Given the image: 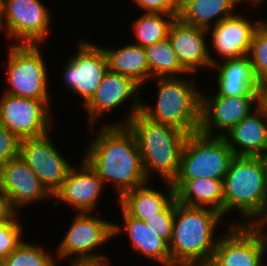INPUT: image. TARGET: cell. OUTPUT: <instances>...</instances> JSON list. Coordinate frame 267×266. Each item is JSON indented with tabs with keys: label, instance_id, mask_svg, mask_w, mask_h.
<instances>
[{
	"label": "cell",
	"instance_id": "6da1fadb",
	"mask_svg": "<svg viewBox=\"0 0 267 266\" xmlns=\"http://www.w3.org/2000/svg\"><path fill=\"white\" fill-rule=\"evenodd\" d=\"M83 159L104 185L113 183L118 199L149 182L134 134L126 125H100Z\"/></svg>",
	"mask_w": 267,
	"mask_h": 266
},
{
	"label": "cell",
	"instance_id": "7a4b0ae2",
	"mask_svg": "<svg viewBox=\"0 0 267 266\" xmlns=\"http://www.w3.org/2000/svg\"><path fill=\"white\" fill-rule=\"evenodd\" d=\"M222 218L211 208L186 206L175 198L171 266H205L215 251L219 239L215 229L224 222Z\"/></svg>",
	"mask_w": 267,
	"mask_h": 266
},
{
	"label": "cell",
	"instance_id": "3957f363",
	"mask_svg": "<svg viewBox=\"0 0 267 266\" xmlns=\"http://www.w3.org/2000/svg\"><path fill=\"white\" fill-rule=\"evenodd\" d=\"M223 187L224 216L238 209L246 220H240L239 223L236 221V225H262L267 219L262 156H235L224 177Z\"/></svg>",
	"mask_w": 267,
	"mask_h": 266
},
{
	"label": "cell",
	"instance_id": "277c9868",
	"mask_svg": "<svg viewBox=\"0 0 267 266\" xmlns=\"http://www.w3.org/2000/svg\"><path fill=\"white\" fill-rule=\"evenodd\" d=\"M126 126L134 134L145 175L157 173L163 182L172 183L176 178L184 143L188 134L172 126L151 121L138 112Z\"/></svg>",
	"mask_w": 267,
	"mask_h": 266
},
{
	"label": "cell",
	"instance_id": "5b68a950",
	"mask_svg": "<svg viewBox=\"0 0 267 266\" xmlns=\"http://www.w3.org/2000/svg\"><path fill=\"white\" fill-rule=\"evenodd\" d=\"M188 78V75L187 79L185 76L153 78L158 84L157 102L152 106L143 100L140 112L151 121L172 126L188 135L199 131L201 90L195 86L194 76Z\"/></svg>",
	"mask_w": 267,
	"mask_h": 266
},
{
	"label": "cell",
	"instance_id": "8992f818",
	"mask_svg": "<svg viewBox=\"0 0 267 266\" xmlns=\"http://www.w3.org/2000/svg\"><path fill=\"white\" fill-rule=\"evenodd\" d=\"M42 44H12L7 57V85L3 93L34 100H51Z\"/></svg>",
	"mask_w": 267,
	"mask_h": 266
},
{
	"label": "cell",
	"instance_id": "52a82bcc",
	"mask_svg": "<svg viewBox=\"0 0 267 266\" xmlns=\"http://www.w3.org/2000/svg\"><path fill=\"white\" fill-rule=\"evenodd\" d=\"M235 157L223 137L206 135L200 131L188 135L175 179H219L224 177Z\"/></svg>",
	"mask_w": 267,
	"mask_h": 266
},
{
	"label": "cell",
	"instance_id": "ba28073f",
	"mask_svg": "<svg viewBox=\"0 0 267 266\" xmlns=\"http://www.w3.org/2000/svg\"><path fill=\"white\" fill-rule=\"evenodd\" d=\"M205 266H267V234L262 225L228 224Z\"/></svg>",
	"mask_w": 267,
	"mask_h": 266
},
{
	"label": "cell",
	"instance_id": "9c48e42d",
	"mask_svg": "<svg viewBox=\"0 0 267 266\" xmlns=\"http://www.w3.org/2000/svg\"><path fill=\"white\" fill-rule=\"evenodd\" d=\"M72 220L54 257L63 261L67 258L71 261L108 260L107 256L96 251L112 240L114 222L95 217L92 212L77 213Z\"/></svg>",
	"mask_w": 267,
	"mask_h": 266
},
{
	"label": "cell",
	"instance_id": "30bf717a",
	"mask_svg": "<svg viewBox=\"0 0 267 266\" xmlns=\"http://www.w3.org/2000/svg\"><path fill=\"white\" fill-rule=\"evenodd\" d=\"M77 52L65 61L62 72L64 85L86 105L108 71V61L101 45L80 39Z\"/></svg>",
	"mask_w": 267,
	"mask_h": 266
},
{
	"label": "cell",
	"instance_id": "8fae6325",
	"mask_svg": "<svg viewBox=\"0 0 267 266\" xmlns=\"http://www.w3.org/2000/svg\"><path fill=\"white\" fill-rule=\"evenodd\" d=\"M44 4L41 0H4L1 32L16 40L15 44H46L52 13Z\"/></svg>",
	"mask_w": 267,
	"mask_h": 266
},
{
	"label": "cell",
	"instance_id": "7c38bea8",
	"mask_svg": "<svg viewBox=\"0 0 267 266\" xmlns=\"http://www.w3.org/2000/svg\"><path fill=\"white\" fill-rule=\"evenodd\" d=\"M50 102L52 103V100H34L2 93L0 124L20 140L40 137L53 131Z\"/></svg>",
	"mask_w": 267,
	"mask_h": 266
},
{
	"label": "cell",
	"instance_id": "4fadbf2b",
	"mask_svg": "<svg viewBox=\"0 0 267 266\" xmlns=\"http://www.w3.org/2000/svg\"><path fill=\"white\" fill-rule=\"evenodd\" d=\"M141 86L137 84L133 79L107 71L101 83L99 84L95 95L91 100L84 106L86 114L88 115L89 126L94 130L95 122L104 116L103 114L114 111L118 107L123 106L126 101L131 102V108L129 114L123 122L118 121L113 124H102V125H126L138 112L141 111L142 96H140ZM133 99V100H132Z\"/></svg>",
	"mask_w": 267,
	"mask_h": 266
},
{
	"label": "cell",
	"instance_id": "5bb4252c",
	"mask_svg": "<svg viewBox=\"0 0 267 266\" xmlns=\"http://www.w3.org/2000/svg\"><path fill=\"white\" fill-rule=\"evenodd\" d=\"M49 133L21 139L19 155L53 196L73 166L56 148Z\"/></svg>",
	"mask_w": 267,
	"mask_h": 266
},
{
	"label": "cell",
	"instance_id": "9a60e30c",
	"mask_svg": "<svg viewBox=\"0 0 267 266\" xmlns=\"http://www.w3.org/2000/svg\"><path fill=\"white\" fill-rule=\"evenodd\" d=\"M210 96L201 92L199 128L210 136L223 137L261 104V96Z\"/></svg>",
	"mask_w": 267,
	"mask_h": 266
},
{
	"label": "cell",
	"instance_id": "2e32d148",
	"mask_svg": "<svg viewBox=\"0 0 267 266\" xmlns=\"http://www.w3.org/2000/svg\"><path fill=\"white\" fill-rule=\"evenodd\" d=\"M0 193L13 213H19L23 206L37 204L36 201L52 198L20 155L0 166Z\"/></svg>",
	"mask_w": 267,
	"mask_h": 266
},
{
	"label": "cell",
	"instance_id": "e0dca14e",
	"mask_svg": "<svg viewBox=\"0 0 267 266\" xmlns=\"http://www.w3.org/2000/svg\"><path fill=\"white\" fill-rule=\"evenodd\" d=\"M79 167L73 165L61 187L53 194L54 208L63 202L77 213L93 212L96 209L105 185L84 159Z\"/></svg>",
	"mask_w": 267,
	"mask_h": 266
},
{
	"label": "cell",
	"instance_id": "ac0fdd59",
	"mask_svg": "<svg viewBox=\"0 0 267 266\" xmlns=\"http://www.w3.org/2000/svg\"><path fill=\"white\" fill-rule=\"evenodd\" d=\"M208 31L184 24L178 17L171 24L168 39L181 67L191 76L203 67L212 68L218 62L208 47ZM217 59V61H216Z\"/></svg>",
	"mask_w": 267,
	"mask_h": 266
},
{
	"label": "cell",
	"instance_id": "d6986e66",
	"mask_svg": "<svg viewBox=\"0 0 267 266\" xmlns=\"http://www.w3.org/2000/svg\"><path fill=\"white\" fill-rule=\"evenodd\" d=\"M252 22L243 14L236 13L208 30L214 53L220 56V60L240 58L249 54L255 31L263 21L261 19Z\"/></svg>",
	"mask_w": 267,
	"mask_h": 266
},
{
	"label": "cell",
	"instance_id": "ffe728a7",
	"mask_svg": "<svg viewBox=\"0 0 267 266\" xmlns=\"http://www.w3.org/2000/svg\"><path fill=\"white\" fill-rule=\"evenodd\" d=\"M223 138L235 156L261 157L267 154V110L260 104Z\"/></svg>",
	"mask_w": 267,
	"mask_h": 266
},
{
	"label": "cell",
	"instance_id": "44dd1931",
	"mask_svg": "<svg viewBox=\"0 0 267 266\" xmlns=\"http://www.w3.org/2000/svg\"><path fill=\"white\" fill-rule=\"evenodd\" d=\"M218 70L216 89L213 95L224 96H261L253 66L248 55L240 58L225 59L212 64Z\"/></svg>",
	"mask_w": 267,
	"mask_h": 266
},
{
	"label": "cell",
	"instance_id": "7402d4cb",
	"mask_svg": "<svg viewBox=\"0 0 267 266\" xmlns=\"http://www.w3.org/2000/svg\"><path fill=\"white\" fill-rule=\"evenodd\" d=\"M123 224L113 223V237L126 233L132 250L162 266H171L169 243L147 227V223L129 216L121 207ZM118 224V225H117ZM124 227V228H123ZM124 229V230H123Z\"/></svg>",
	"mask_w": 267,
	"mask_h": 266
},
{
	"label": "cell",
	"instance_id": "603a6c76",
	"mask_svg": "<svg viewBox=\"0 0 267 266\" xmlns=\"http://www.w3.org/2000/svg\"><path fill=\"white\" fill-rule=\"evenodd\" d=\"M177 202L191 207L211 208L224 217V187L219 179H174Z\"/></svg>",
	"mask_w": 267,
	"mask_h": 266
},
{
	"label": "cell",
	"instance_id": "cb8c5ba5",
	"mask_svg": "<svg viewBox=\"0 0 267 266\" xmlns=\"http://www.w3.org/2000/svg\"><path fill=\"white\" fill-rule=\"evenodd\" d=\"M163 183L166 185L167 192L151 188V186H148L150 185L149 182H147L125 192L117 200V203L131 217L142 221L153 218L175 199V189L172 184L169 182Z\"/></svg>",
	"mask_w": 267,
	"mask_h": 266
},
{
	"label": "cell",
	"instance_id": "d4e9b609",
	"mask_svg": "<svg viewBox=\"0 0 267 266\" xmlns=\"http://www.w3.org/2000/svg\"><path fill=\"white\" fill-rule=\"evenodd\" d=\"M241 4V0H187L179 9L178 18L184 24L208 31L225 18L235 15L233 9Z\"/></svg>",
	"mask_w": 267,
	"mask_h": 266
},
{
	"label": "cell",
	"instance_id": "484cf974",
	"mask_svg": "<svg viewBox=\"0 0 267 266\" xmlns=\"http://www.w3.org/2000/svg\"><path fill=\"white\" fill-rule=\"evenodd\" d=\"M102 48L107 57L109 71L129 77L141 87L146 81L148 83L150 71L144 47L131 43L121 48Z\"/></svg>",
	"mask_w": 267,
	"mask_h": 266
},
{
	"label": "cell",
	"instance_id": "4316f807",
	"mask_svg": "<svg viewBox=\"0 0 267 266\" xmlns=\"http://www.w3.org/2000/svg\"><path fill=\"white\" fill-rule=\"evenodd\" d=\"M177 17L178 14L142 13L132 24V32L136 38L133 44L146 47L166 39L169 28Z\"/></svg>",
	"mask_w": 267,
	"mask_h": 266
},
{
	"label": "cell",
	"instance_id": "83f0119b",
	"mask_svg": "<svg viewBox=\"0 0 267 266\" xmlns=\"http://www.w3.org/2000/svg\"><path fill=\"white\" fill-rule=\"evenodd\" d=\"M151 78L181 77L188 74L179 64L168 37L144 47Z\"/></svg>",
	"mask_w": 267,
	"mask_h": 266
},
{
	"label": "cell",
	"instance_id": "f1b7e54d",
	"mask_svg": "<svg viewBox=\"0 0 267 266\" xmlns=\"http://www.w3.org/2000/svg\"><path fill=\"white\" fill-rule=\"evenodd\" d=\"M40 246L24 241L0 262V266H56L57 259L44 246Z\"/></svg>",
	"mask_w": 267,
	"mask_h": 266
},
{
	"label": "cell",
	"instance_id": "f546056e",
	"mask_svg": "<svg viewBox=\"0 0 267 266\" xmlns=\"http://www.w3.org/2000/svg\"><path fill=\"white\" fill-rule=\"evenodd\" d=\"M248 56L262 88L267 84V23L264 20L255 31Z\"/></svg>",
	"mask_w": 267,
	"mask_h": 266
},
{
	"label": "cell",
	"instance_id": "4dcf8cb0",
	"mask_svg": "<svg viewBox=\"0 0 267 266\" xmlns=\"http://www.w3.org/2000/svg\"><path fill=\"white\" fill-rule=\"evenodd\" d=\"M20 213L11 212L0 221V262L9 256L24 240L23 225L18 222Z\"/></svg>",
	"mask_w": 267,
	"mask_h": 266
},
{
	"label": "cell",
	"instance_id": "1f68e13d",
	"mask_svg": "<svg viewBox=\"0 0 267 266\" xmlns=\"http://www.w3.org/2000/svg\"><path fill=\"white\" fill-rule=\"evenodd\" d=\"M175 214V199L159 214L153 218L146 219L147 227L152 229L168 243L172 239L173 221Z\"/></svg>",
	"mask_w": 267,
	"mask_h": 266
},
{
	"label": "cell",
	"instance_id": "d6a6232c",
	"mask_svg": "<svg viewBox=\"0 0 267 266\" xmlns=\"http://www.w3.org/2000/svg\"><path fill=\"white\" fill-rule=\"evenodd\" d=\"M20 139L0 124V166L19 156Z\"/></svg>",
	"mask_w": 267,
	"mask_h": 266
},
{
	"label": "cell",
	"instance_id": "836d02e7",
	"mask_svg": "<svg viewBox=\"0 0 267 266\" xmlns=\"http://www.w3.org/2000/svg\"><path fill=\"white\" fill-rule=\"evenodd\" d=\"M145 12L179 14V10L169 0H133Z\"/></svg>",
	"mask_w": 267,
	"mask_h": 266
},
{
	"label": "cell",
	"instance_id": "e575fe53",
	"mask_svg": "<svg viewBox=\"0 0 267 266\" xmlns=\"http://www.w3.org/2000/svg\"><path fill=\"white\" fill-rule=\"evenodd\" d=\"M101 260V261H70V266H112L111 261Z\"/></svg>",
	"mask_w": 267,
	"mask_h": 266
},
{
	"label": "cell",
	"instance_id": "d590c367",
	"mask_svg": "<svg viewBox=\"0 0 267 266\" xmlns=\"http://www.w3.org/2000/svg\"><path fill=\"white\" fill-rule=\"evenodd\" d=\"M10 213L6 198L0 193V221L4 220Z\"/></svg>",
	"mask_w": 267,
	"mask_h": 266
},
{
	"label": "cell",
	"instance_id": "8d00e7d4",
	"mask_svg": "<svg viewBox=\"0 0 267 266\" xmlns=\"http://www.w3.org/2000/svg\"><path fill=\"white\" fill-rule=\"evenodd\" d=\"M261 104L267 110V84L261 88Z\"/></svg>",
	"mask_w": 267,
	"mask_h": 266
},
{
	"label": "cell",
	"instance_id": "74e56055",
	"mask_svg": "<svg viewBox=\"0 0 267 266\" xmlns=\"http://www.w3.org/2000/svg\"><path fill=\"white\" fill-rule=\"evenodd\" d=\"M262 164L265 172V188H266V198H267V154L262 156Z\"/></svg>",
	"mask_w": 267,
	"mask_h": 266
},
{
	"label": "cell",
	"instance_id": "f35d334b",
	"mask_svg": "<svg viewBox=\"0 0 267 266\" xmlns=\"http://www.w3.org/2000/svg\"><path fill=\"white\" fill-rule=\"evenodd\" d=\"M178 10L186 3L187 0H169Z\"/></svg>",
	"mask_w": 267,
	"mask_h": 266
},
{
	"label": "cell",
	"instance_id": "ab89813d",
	"mask_svg": "<svg viewBox=\"0 0 267 266\" xmlns=\"http://www.w3.org/2000/svg\"><path fill=\"white\" fill-rule=\"evenodd\" d=\"M3 15H4V0H0V31L3 22Z\"/></svg>",
	"mask_w": 267,
	"mask_h": 266
},
{
	"label": "cell",
	"instance_id": "60d3db41",
	"mask_svg": "<svg viewBox=\"0 0 267 266\" xmlns=\"http://www.w3.org/2000/svg\"><path fill=\"white\" fill-rule=\"evenodd\" d=\"M245 1H246V3L248 2V4H249V2H250L249 5H251V6H255V7H258V5L264 3V0H243V3H244Z\"/></svg>",
	"mask_w": 267,
	"mask_h": 266
},
{
	"label": "cell",
	"instance_id": "b9f144b4",
	"mask_svg": "<svg viewBox=\"0 0 267 266\" xmlns=\"http://www.w3.org/2000/svg\"><path fill=\"white\" fill-rule=\"evenodd\" d=\"M265 225H266V227H265ZM262 226H263V228H267V219L262 223ZM266 234H267V232H266Z\"/></svg>",
	"mask_w": 267,
	"mask_h": 266
}]
</instances>
